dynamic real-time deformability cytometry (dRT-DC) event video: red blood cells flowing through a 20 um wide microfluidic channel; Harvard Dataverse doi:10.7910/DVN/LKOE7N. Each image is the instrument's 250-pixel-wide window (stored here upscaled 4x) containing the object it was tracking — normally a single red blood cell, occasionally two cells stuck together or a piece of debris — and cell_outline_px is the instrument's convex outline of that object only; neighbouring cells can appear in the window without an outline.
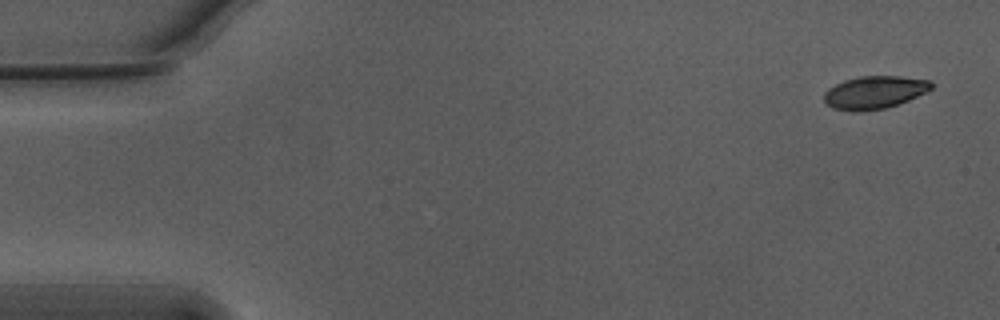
{"species": "Egyptian fruit bat (a non-hibernating species)", "species_latin": "Rousettus aegyptiacus", "temperature_condition": "warm", "stored_images_in_passage": 44, "camera_frame_rate_fps": 3000, "um_per_image_px": 0.085, "animal": {"sex": "male"}, "frame": {"image": 1, "passage_image": 1, "time_ms": 0.0, "image_size_px": [1000, 320], "cell_outline_px": [[936, 84], [932, 88], [908, 100], [884, 108], [860, 112], [832, 108], [824, 100], [824, 92], [828, 88], [844, 80], [860, 76], [900, 76], [932, 80]], "centroid_in_image_um": [74.34, 7.83], "position_along_channel_um": 10.7, "area_um2": 20.46}}
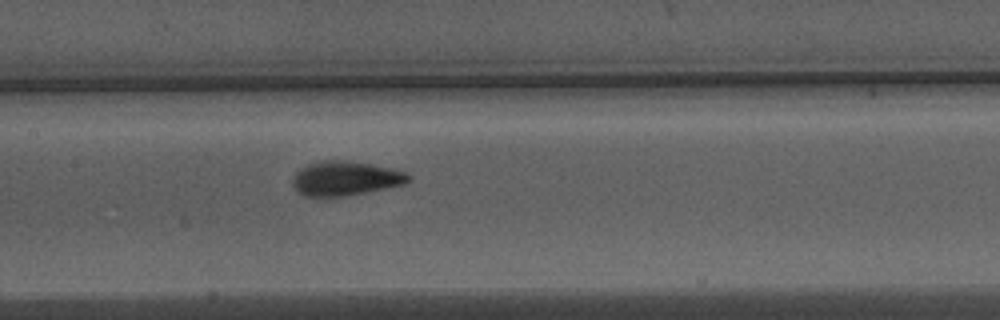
{"frame": {"image": 2, "passage_image": 25, "time_ms": 8.0, "image_size_px": [1000, 320], "cell_outline_px": [[412, 180], [404, 184], [344, 196], [304, 196], [292, 184], [292, 180], [296, 172], [300, 168], [308, 164], [320, 160], [344, 160], [372, 164], [392, 168], [408, 172], [412, 176]], "centroid_in_image_um": [29.39, 15.14], "position_along_channel_um": 178.0, "area_um2": 23.18}}
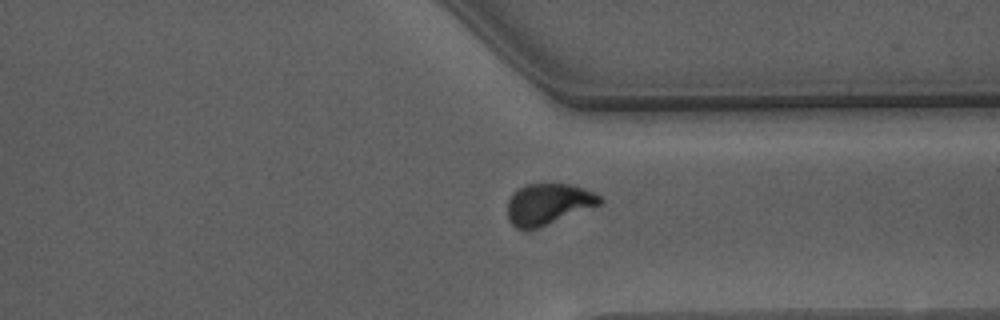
{"frame": {"image": 3, "passage_image": 40, "time_ms": 13.0, "image_size_px": [1000, 320], "cell_outline_px": [[604, 200], [600, 204], [536, 228], [516, 228], [512, 224], [508, 216], [508, 200], [512, 192], [528, 184], [572, 184], [584, 188], [600, 196]], "centroid_in_image_um": [46.59, 17.32], "position_along_channel_um": 364.8, "area_um2": 21.62}}